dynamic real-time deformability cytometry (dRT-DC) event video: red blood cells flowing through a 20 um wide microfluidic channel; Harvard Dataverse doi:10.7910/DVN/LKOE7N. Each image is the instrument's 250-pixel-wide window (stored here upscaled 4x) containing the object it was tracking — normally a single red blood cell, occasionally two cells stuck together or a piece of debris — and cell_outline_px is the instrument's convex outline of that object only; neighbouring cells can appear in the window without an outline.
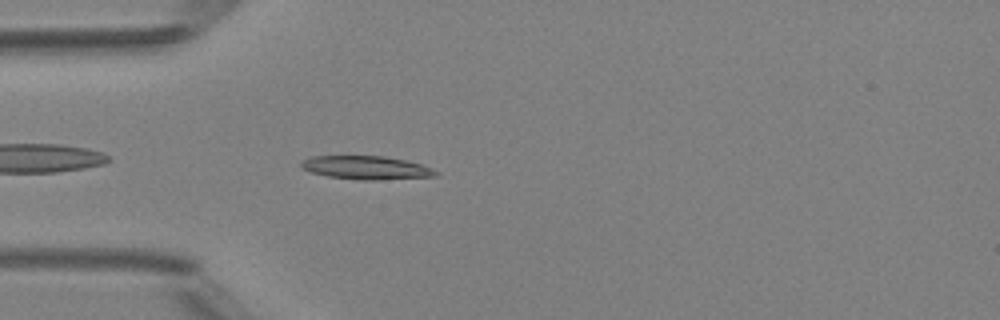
{"species": "Egyptian fruit bat (a non-hibernating species)", "species_latin": "Rousettus aegyptiacus", "temperature_condition": "room temperature", "stored_images_in_passage": 39, "camera_frame_rate_fps": 3000, "um_per_image_px": 0.085, "animal": {"sex": "female"}, "frame": {"image": 1, "passage_image": 4, "time_ms": 1.0, "image_size_px": [1000, 320], "cell_outline_px": [[440, 172], [436, 176], [368, 180], [364, 180], [328, 176], [312, 172], [304, 168], [300, 164], [304, 160], [312, 156], [384, 156], [404, 160], [420, 164]], "centroid_in_image_um": [31.14, 14.24], "position_along_channel_um": 53.9, "area_um2": 17.92}}
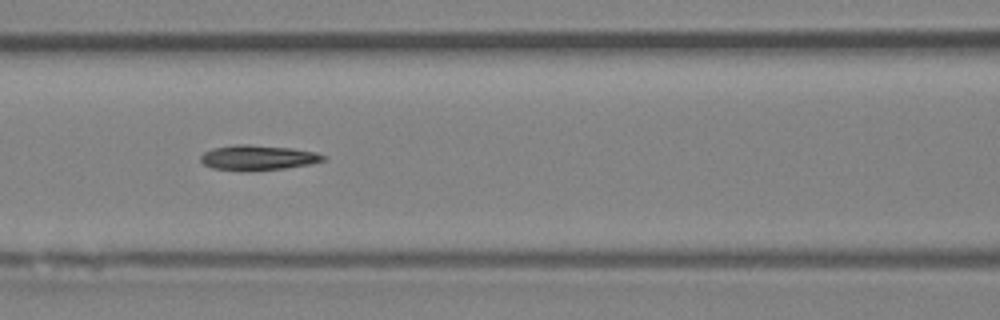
{"frame": {"image": 2, "passage_image": 11, "time_ms": 3.333, "image_size_px": [1000, 320], "cell_outline_px": [[328, 160], [312, 164], [284, 168], [212, 168], [204, 164], [200, 160], [200, 156], [204, 152], [212, 148], [236, 144], [248, 144], [292, 148], [316, 152], [328, 156]], "centroid_in_image_um": [22.01, 13.35], "position_along_channel_um": 144.6, "area_um2": 17.28}}
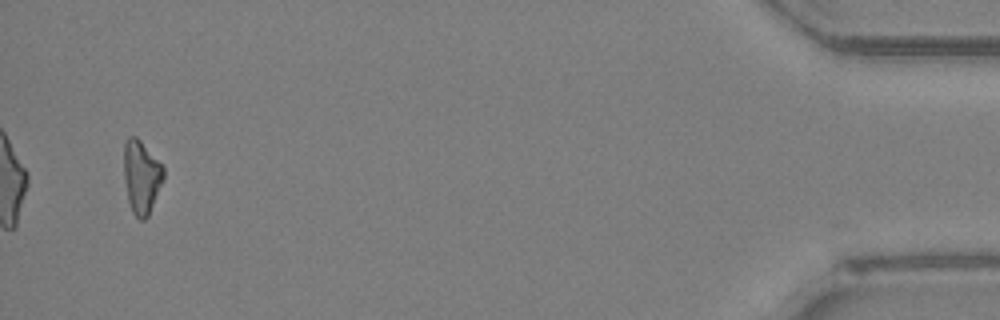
{"frame": {"image": 3, "passage_image": 37, "time_ms": 12.0, "image_size_px": [1000, 320], "cell_outline_px": [[164, 180], [148, 216], [144, 220], [140, 220], [132, 212], [128, 200], [124, 180], [124, 140], [128, 136], [136, 136], [140, 140], [164, 168]], "centroid_in_image_um": [12.01, 15.04], "position_along_channel_um": 423.2, "area_um2": 16.94}}